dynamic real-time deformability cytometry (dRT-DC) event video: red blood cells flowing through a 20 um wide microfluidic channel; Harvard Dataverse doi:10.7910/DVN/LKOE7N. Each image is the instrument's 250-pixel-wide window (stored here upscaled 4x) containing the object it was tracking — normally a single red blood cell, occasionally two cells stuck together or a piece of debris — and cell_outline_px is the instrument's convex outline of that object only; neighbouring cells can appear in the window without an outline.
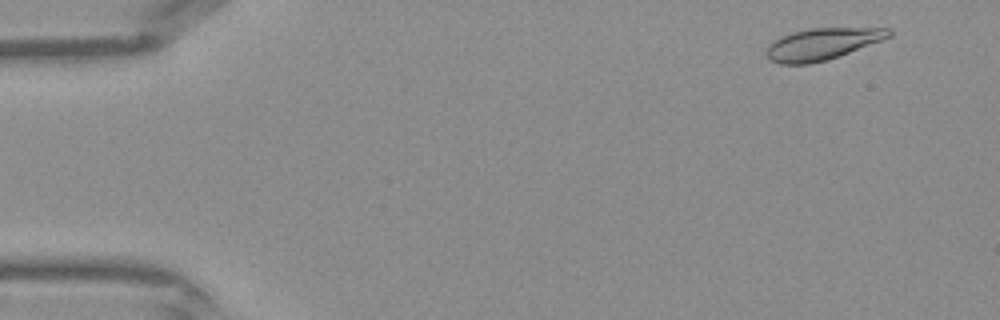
{"species": "Egyptian fruit bat (a non-hibernating species)", "species_latin": "Rousettus aegyptiacus", "temperature_condition": "warm", "stored_images_in_passage": 40, "camera_frame_rate_fps": 3000, "um_per_image_px": 0.085, "frame": {"image": 1, "passage_image": 2, "time_ms": 0.333, "image_size_px": [1000, 320], "cell_outline_px": [[892, 36], [828, 60], [808, 64], [780, 64], [768, 60], [764, 52], [776, 40], [792, 32], [812, 28], [892, 28]], "centroid_in_image_um": [69.9, 3.75], "position_along_channel_um": 15.1, "area_um2": 22.43}}
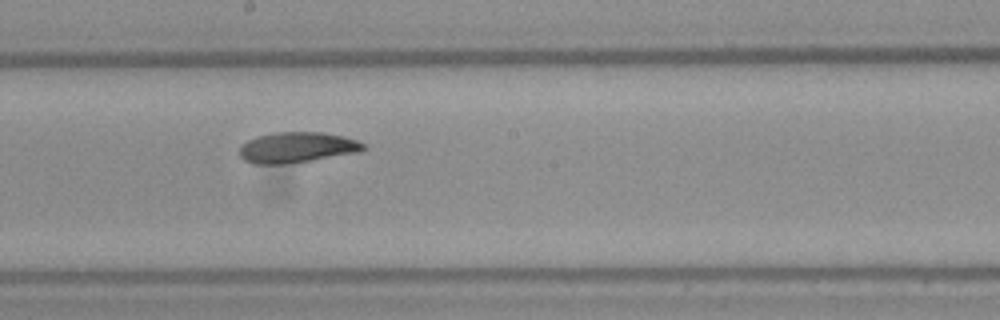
{"frame": {"image": 2, "passage_image": 22, "time_ms": 7.0, "image_size_px": [1000, 320], "cell_outline_px": [[368, 148], [360, 152], [284, 164], [252, 164], [244, 160], [240, 156], [240, 148], [248, 140], [256, 136], [272, 132], [324, 132], [344, 136], [356, 140], [364, 144]], "centroid_in_image_um": [25.25, 12.52], "position_along_channel_um": 223.0, "area_um2": 22.14}}
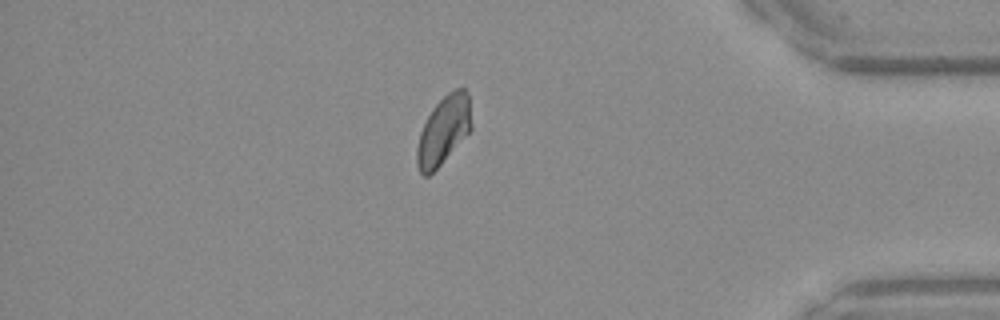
{"frame": {"image": 3, "passage_image": 35, "time_ms": 11.333, "image_size_px": [1000, 320], "cell_outline_px": [[472, 128], [440, 164], [428, 176], [424, 176], [420, 172], [416, 164], [416, 148], [420, 132], [432, 108], [448, 92], [456, 88], [464, 88], [468, 92]], "centroid_in_image_um": [37.69, 11.06], "position_along_channel_um": 397.5, "area_um2": 21.39}}